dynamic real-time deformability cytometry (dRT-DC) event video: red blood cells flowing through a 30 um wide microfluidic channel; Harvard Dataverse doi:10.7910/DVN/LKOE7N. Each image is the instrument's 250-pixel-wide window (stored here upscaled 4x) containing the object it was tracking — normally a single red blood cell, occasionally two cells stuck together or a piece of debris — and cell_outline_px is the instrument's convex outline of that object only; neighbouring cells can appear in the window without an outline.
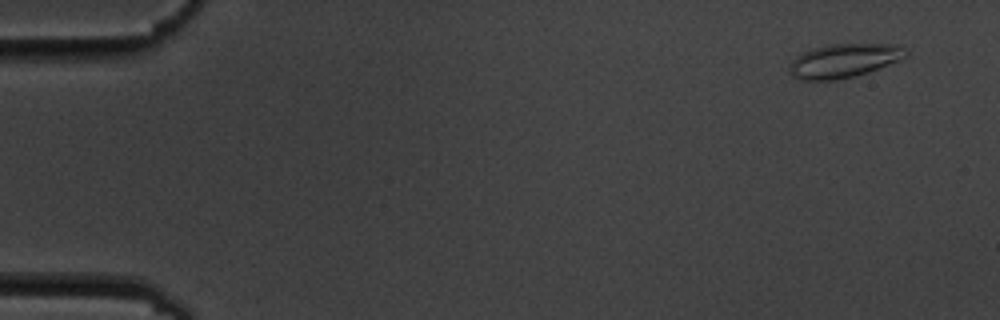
{"species": "common noctule bat (a hibernating species)", "species_latin": "Nyctalus noctula", "temperature_condition": "cold", "stored_images_in_passage": 5, "camera_frame_rate_fps": 3000, "um_per_image_px": 0.085, "animal": {"sex": "male", "body_mass_g": 19.5, "forearm_length_mm": 54.6}, "frame": {"image": 1, "passage_image": 1, "time_ms": 0.0, "image_size_px": [1000, 320], "cell_outline_px": [[908, 56], [868, 72], [856, 76], [836, 80], [800, 80], [792, 76], [788, 72], [792, 60], [796, 56], [804, 52], [828, 44], [896, 44], [908, 48]], "centroid_in_image_um": [71.75, 5.16], "position_along_channel_um": 13.3, "area_um2": 23.0}}
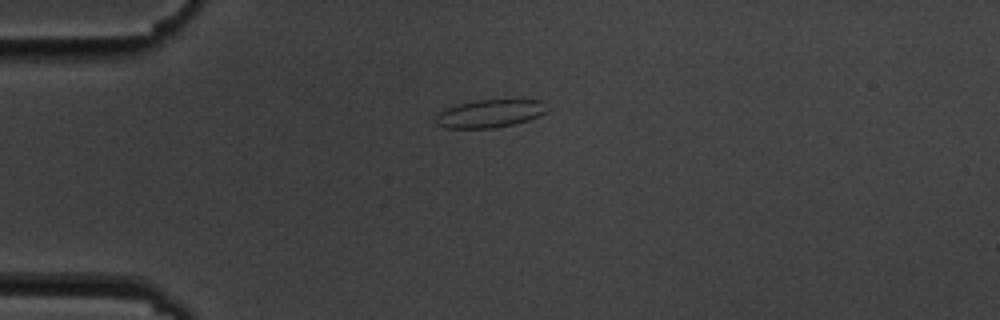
{"frame": {"image": 2, "passage_image": 4, "time_ms": 3.667, "image_size_px": [1000, 320], "cell_outline_px": [[548, 112], [528, 120], [512, 124], [492, 128], [444, 128], [436, 124], [436, 116], [444, 108], [456, 104], [476, 100], [544, 100]], "centroid_in_image_um": [41.62, 9.64], "position_along_channel_um": 43.4, "area_um2": 18.15}}